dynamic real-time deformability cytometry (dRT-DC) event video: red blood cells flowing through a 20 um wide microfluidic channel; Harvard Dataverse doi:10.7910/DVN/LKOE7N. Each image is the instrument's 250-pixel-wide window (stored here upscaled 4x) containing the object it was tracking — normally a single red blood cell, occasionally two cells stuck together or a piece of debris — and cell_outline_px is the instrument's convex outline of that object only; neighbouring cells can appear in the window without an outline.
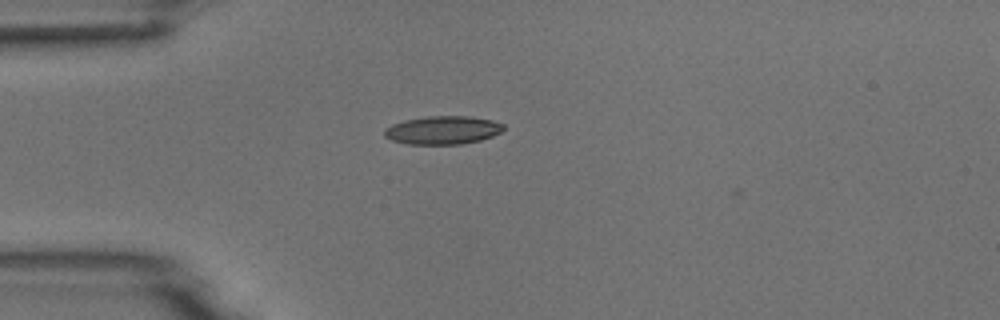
{"species": "common noctule bat (a hibernating species)", "species_latin": "Nyctalus noctula", "temperature_condition": "room temperature", "stored_images_in_passage": 2, "camera_frame_rate_fps": 3000, "um_per_image_px": 0.085, "animal": {"sex": "male", "body_mass_g": 18.8}, "frame": {"image": 1, "passage_image": 1, "time_ms": 0.0, "image_size_px": [1000, 320], "cell_outline_px": [[504, 128], [500, 132], [492, 136], [480, 140], [460, 144], [408, 144], [392, 140], [384, 136], [384, 128], [392, 124], [404, 120], [428, 116], [468, 116], [492, 120], [504, 124]], "centroid_in_image_um": [37.62, 11.06], "position_along_channel_um": 47.4, "area_um2": 19.59}}